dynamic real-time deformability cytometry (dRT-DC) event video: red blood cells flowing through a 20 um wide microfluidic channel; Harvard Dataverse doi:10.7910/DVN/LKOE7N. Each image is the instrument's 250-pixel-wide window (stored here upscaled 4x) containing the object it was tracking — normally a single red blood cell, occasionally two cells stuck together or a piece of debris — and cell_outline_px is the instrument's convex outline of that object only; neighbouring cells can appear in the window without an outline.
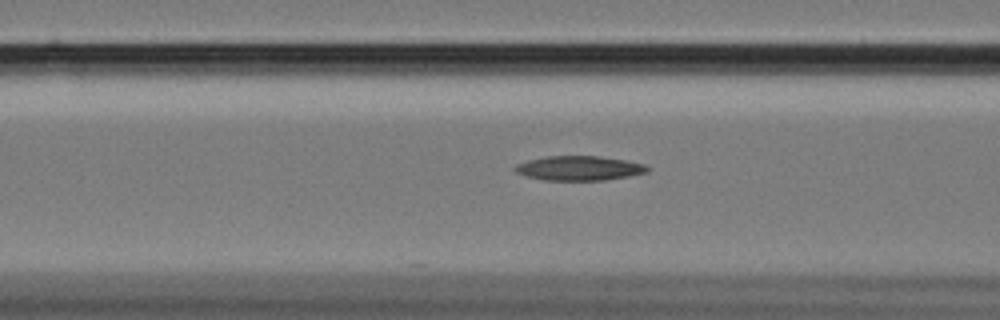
{"species": "Egyptian fruit bat (a non-hibernating species)", "species_latin": "Rousettus aegyptiacus", "temperature_condition": "cold", "stored_images_in_passage": 40, "camera_frame_rate_fps": 3000, "um_per_image_px": 0.085, "animal": {"sex": "female"}, "frame": {"image": 1, "passage_image": 5, "time_ms": 1.333, "image_size_px": [1000, 320], "cell_outline_px": [[652, 168], [648, 172], [628, 176], [604, 180], [544, 180], [528, 176], [516, 172], [512, 168], [516, 164], [528, 160], [544, 156], [600, 156], [624, 160], [644, 164]], "centroid_in_image_um": [49.23, 14.29], "position_along_channel_um": 117.4, "area_um2": 18.9}}
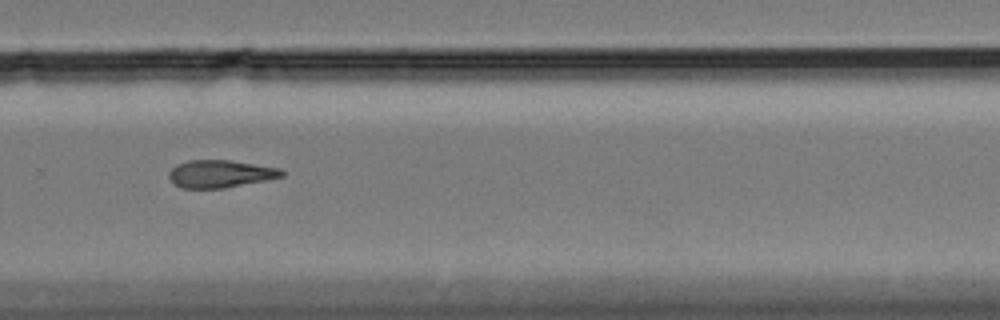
{"frame": {"image": 2, "passage_image": 22, "time_ms": 7.0, "image_size_px": [1000, 320], "cell_outline_px": [[284, 176], [268, 180], [224, 188], [180, 188], [172, 184], [168, 176], [168, 172], [176, 164], [188, 160], [228, 160], [280, 168], [284, 172]], "centroid_in_image_um": [18.69, 14.78], "position_along_channel_um": 311.1, "area_um2": 18.26}}
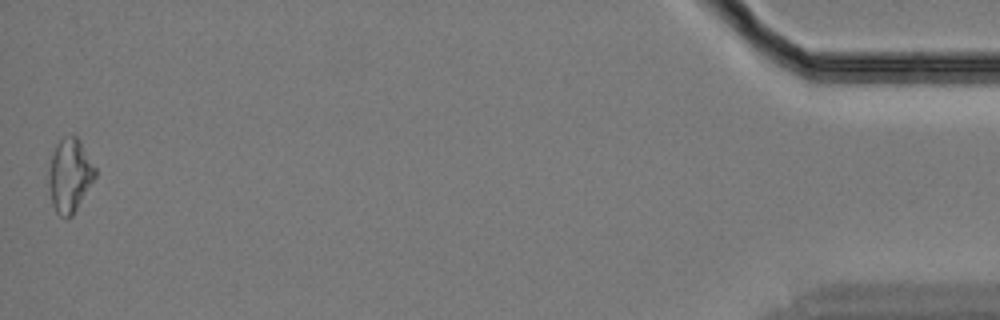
{"frame": {"image": 3, "passage_image": 40, "time_ms": 13.0, "image_size_px": [1000, 320], "cell_outline_px": [[96, 176], [72, 216], [64, 220], [56, 212], [52, 204], [48, 184], [48, 172], [52, 156], [56, 144], [64, 136], [76, 136], [80, 140], [96, 168]], "centroid_in_image_um": [5.92, 14.92], "position_along_channel_um": 429.3, "area_um2": 19.94}}